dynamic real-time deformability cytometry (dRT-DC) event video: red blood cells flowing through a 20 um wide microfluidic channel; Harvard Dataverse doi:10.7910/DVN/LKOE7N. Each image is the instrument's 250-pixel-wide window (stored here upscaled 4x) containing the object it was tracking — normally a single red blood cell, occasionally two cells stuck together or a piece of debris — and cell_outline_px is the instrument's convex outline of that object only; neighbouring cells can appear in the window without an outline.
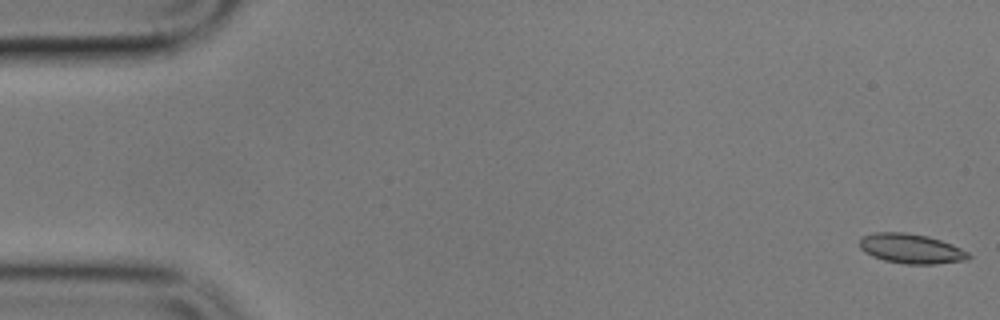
{"species": "common noctule bat (a hibernating species)", "species_latin": "Nyctalus noctula", "temperature_condition": "cold", "stored_images_in_passage": 2, "camera_frame_rate_fps": 3000, "um_per_image_px": 0.085, "animal": {"sex": "male", "body_mass_g": 17.9}, "frame": {"image": 1, "passage_image": 1, "time_ms": 0.0, "image_size_px": [1000, 320], "cell_outline_px": [[972, 256], [968, 260], [936, 264], [904, 264], [884, 260], [872, 256], [864, 252], [860, 248], [860, 240], [864, 236], [872, 232], [904, 232], [928, 236], [952, 244], [968, 252]], "centroid_in_image_um": [77.45, 21.14], "position_along_channel_um": 7.5, "area_um2": 18.96}}